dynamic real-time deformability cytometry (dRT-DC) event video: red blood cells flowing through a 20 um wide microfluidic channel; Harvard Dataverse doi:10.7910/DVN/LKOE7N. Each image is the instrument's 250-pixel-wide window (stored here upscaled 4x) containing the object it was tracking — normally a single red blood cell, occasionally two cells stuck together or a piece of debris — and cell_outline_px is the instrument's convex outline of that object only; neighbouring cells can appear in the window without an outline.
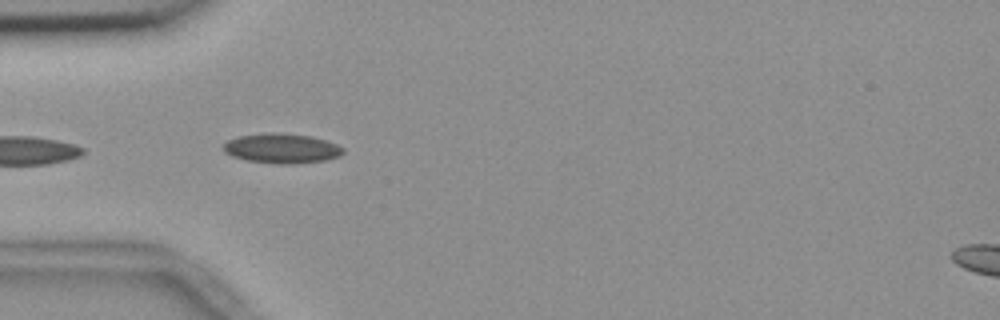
{"species": "common noctule bat (a hibernating species)", "species_latin": "Nyctalus noctula", "temperature_condition": "room temperature", "stored_images_in_passage": 5, "camera_frame_rate_fps": 3000, "um_per_image_px": 0.085, "animal": {"sex": "female", "body_mass_g": 18.4}, "frame": {"image": 1, "passage_image": 2, "time_ms": 0.333, "image_size_px": [1000, 320], "cell_outline_px": [[344, 152], [340, 156], [324, 160], [292, 164], [280, 164], [248, 160], [232, 156], [224, 152], [224, 144], [228, 140], [240, 136], [268, 132], [272, 132], [312, 136], [336, 144], [344, 148]], "centroid_in_image_um": [23.96, 12.61], "position_along_channel_um": 61.0, "area_um2": 20.58}}